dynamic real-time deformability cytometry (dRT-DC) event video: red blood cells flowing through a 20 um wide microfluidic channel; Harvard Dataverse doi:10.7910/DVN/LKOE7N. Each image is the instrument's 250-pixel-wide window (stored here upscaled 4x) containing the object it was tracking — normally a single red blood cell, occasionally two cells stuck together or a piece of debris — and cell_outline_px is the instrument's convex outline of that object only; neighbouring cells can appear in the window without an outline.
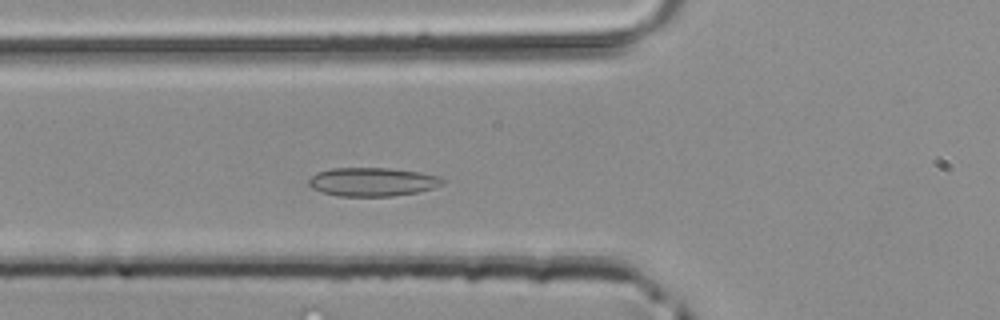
{"species": "common noctule bat (a hibernating species)", "species_latin": "Nyctalus noctula", "temperature_condition": "room temperature", "stored_images_in_passage": 33, "camera_frame_rate_fps": 3000, "um_per_image_px": 0.085, "animal": {"sex": "male", "body_mass_g": 20.4}, "frame": {"image": 1, "passage_image": 9, "time_ms": 2.667, "image_size_px": [1000, 320], "cell_outline_px": [[448, 180], [432, 188], [416, 192], [392, 196], [340, 196], [320, 192], [312, 188], [308, 184], [308, 180], [316, 172], [332, 168], [388, 168], [420, 172], [440, 176]], "centroid_in_image_um": [31.64, 15.45], "position_along_channel_um": 94.2, "area_um2": 22.37}}
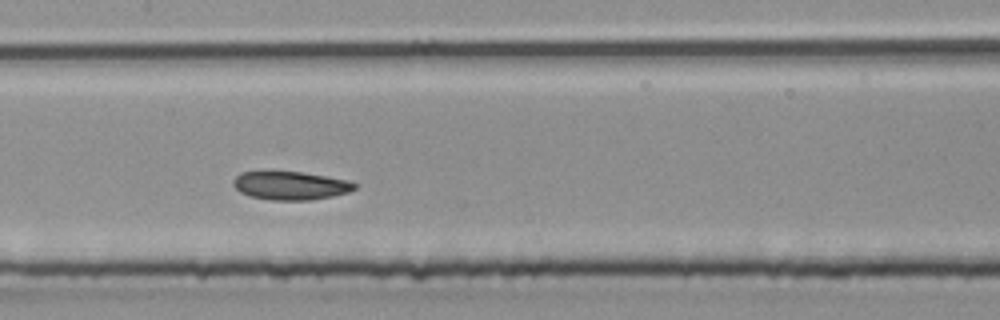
{"frame": {"image": 2, "passage_image": 15, "time_ms": 4.667, "image_size_px": [1000, 320], "cell_outline_px": [[356, 188], [348, 192], [332, 196], [312, 200], [272, 200], [248, 196], [240, 192], [232, 184], [232, 180], [240, 172], [264, 168], [300, 172], [348, 180], [356, 184]], "centroid_in_image_um": [24.58, 15.73], "position_along_channel_um": 182.8, "area_um2": 20.81}}
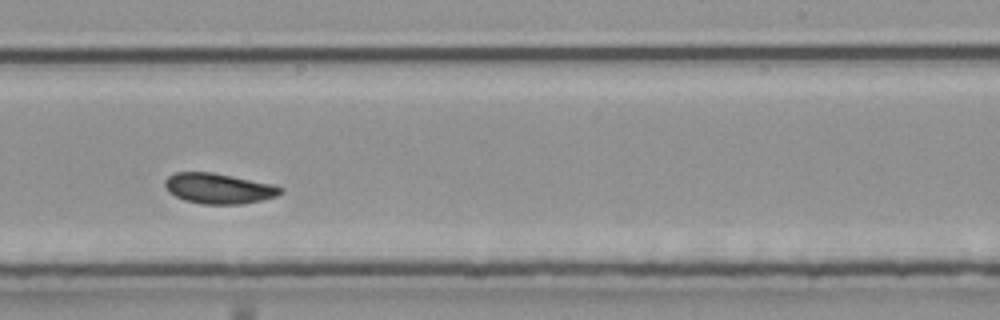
{"frame": {"image": 3, "passage_image": 21, "time_ms": 6.667, "image_size_px": [1000, 320], "cell_outline_px": [[284, 192], [276, 196], [264, 200], [240, 204], [200, 204], [184, 200], [168, 192], [164, 188], [164, 180], [168, 176], [176, 172], [212, 172], [276, 184], [284, 188]], "centroid_in_image_um": [18.61, 16.01], "position_along_channel_um": 270.4, "area_um2": 20.87}}